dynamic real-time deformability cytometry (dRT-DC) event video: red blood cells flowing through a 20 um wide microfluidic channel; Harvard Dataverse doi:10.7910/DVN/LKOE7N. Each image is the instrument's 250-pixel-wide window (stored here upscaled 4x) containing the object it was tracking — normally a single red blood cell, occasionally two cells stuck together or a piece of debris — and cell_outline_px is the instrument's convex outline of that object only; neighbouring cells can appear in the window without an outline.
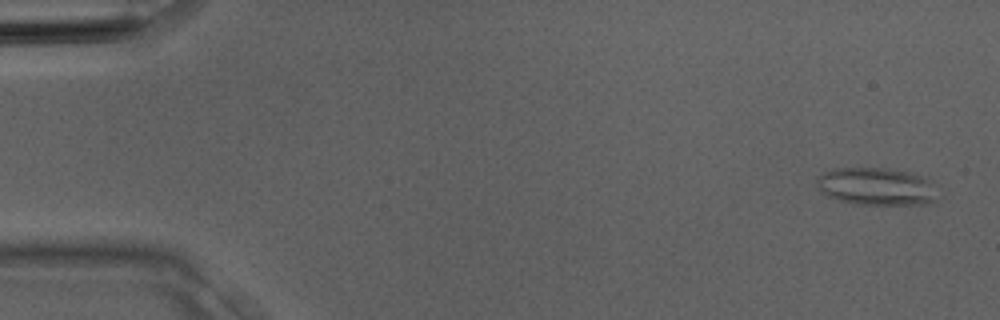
{"species": "Egyptian fruit bat (a non-hibernating species)", "species_latin": "Rousettus aegyptiacus", "temperature_condition": "room temperature", "stored_images_in_passage": 4, "camera_frame_rate_fps": 3000, "um_per_image_px": 0.085, "animal": {"sex": "male"}, "frame": {"image": 1, "passage_image": 1, "time_ms": 0.0, "image_size_px": [1000, 320], "cell_outline_px": [[936, 200], [928, 204], [856, 204], [836, 200], [824, 196], [816, 180], [816, 176], [832, 168], [888, 168], [908, 172], [920, 176], [928, 180]], "centroid_in_image_um": [74.39, 15.85], "position_along_channel_um": 10.6, "area_um2": 26.24}}